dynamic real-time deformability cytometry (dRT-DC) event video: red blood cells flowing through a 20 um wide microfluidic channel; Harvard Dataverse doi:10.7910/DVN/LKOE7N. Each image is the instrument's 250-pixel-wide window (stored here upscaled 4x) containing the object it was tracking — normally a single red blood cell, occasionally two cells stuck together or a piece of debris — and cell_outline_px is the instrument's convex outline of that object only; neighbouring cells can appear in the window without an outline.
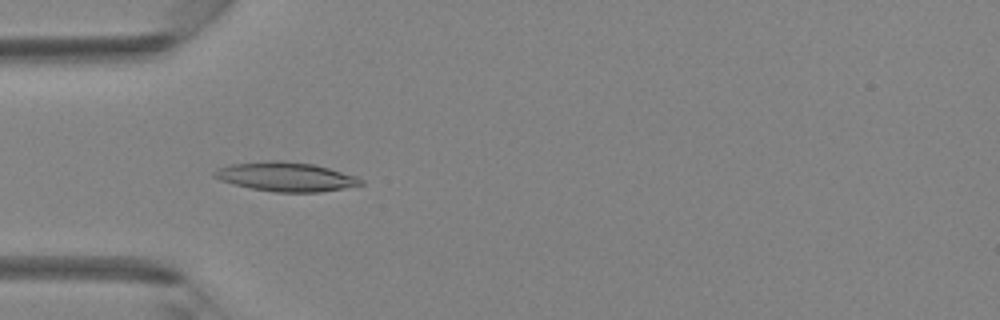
{"species": "Egyptian fruit bat (a non-hibernating species)", "species_latin": "Rousettus aegyptiacus", "temperature_condition": "room temperature", "stored_images_in_passage": 34, "camera_frame_rate_fps": 3000, "um_per_image_px": 0.085, "animal": {"sex": "female"}, "frame": {"image": 1, "passage_image": 5, "time_ms": 1.333, "image_size_px": [1000, 320], "cell_outline_px": [[364, 184], [344, 188], [320, 192], [276, 192], [252, 188], [220, 180], [212, 176], [212, 172], [216, 168], [232, 164], [268, 160], [284, 160], [312, 164], [328, 168], [356, 176], [364, 180]], "centroid_in_image_um": [24.29, 15.01], "position_along_channel_um": 60.7, "area_um2": 24.85}}
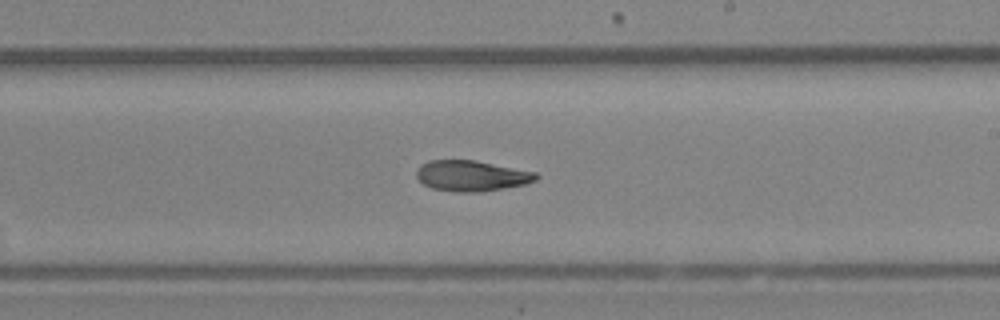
{"frame": {"image": 2, "passage_image": 17, "time_ms": 5.333, "image_size_px": [1000, 320], "cell_outline_px": [[540, 176], [536, 180], [524, 184], [476, 192], [456, 192], [432, 188], [424, 184], [416, 176], [416, 168], [420, 164], [428, 160], [476, 160], [536, 172]], "centroid_in_image_um": [40.05, 14.92], "position_along_channel_um": 249.0, "area_um2": 21.33}}
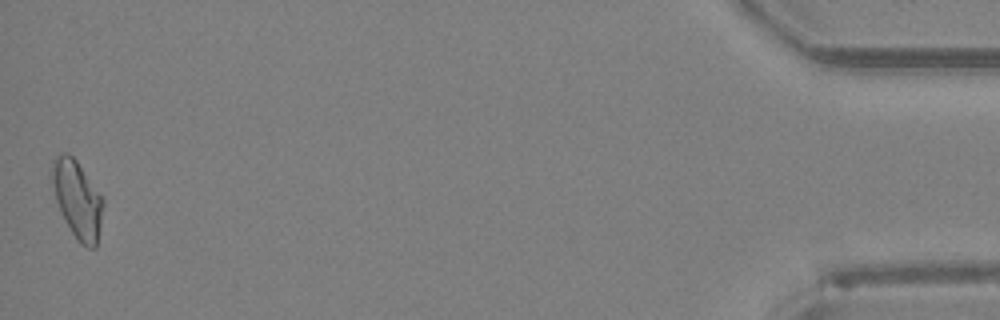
{"frame": {"image": 3, "passage_image": 34, "time_ms": 11.0, "image_size_px": [1000, 320], "cell_outline_px": [[104, 204], [96, 248], [88, 248], [80, 244], [64, 220], [60, 212], [48, 176], [52, 160], [60, 152], [68, 152], [76, 160], [104, 196]], "centroid_in_image_um": [6.55, 16.89], "position_along_channel_um": 428.7, "area_um2": 23.81}}